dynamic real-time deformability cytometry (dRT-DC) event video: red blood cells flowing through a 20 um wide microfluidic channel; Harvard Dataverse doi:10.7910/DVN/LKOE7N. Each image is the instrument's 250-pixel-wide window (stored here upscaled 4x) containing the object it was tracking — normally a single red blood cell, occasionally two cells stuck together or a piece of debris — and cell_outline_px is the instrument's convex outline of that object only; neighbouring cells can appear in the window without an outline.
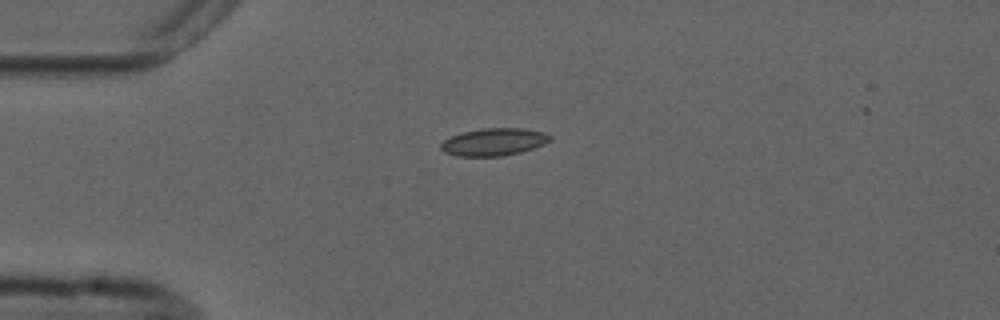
{"species": "common noctule bat (a hibernating species)", "species_latin": "Nyctalus noctula", "temperature_condition": "cold", "stored_images_in_passage": 2, "camera_frame_rate_fps": 3000, "um_per_image_px": 0.085, "animal": {"sex": "male", "forearm_length_mm": 52.5}, "frame": {"image": 1, "passage_image": 1, "time_ms": 0.0, "image_size_px": [1000, 320], "cell_outline_px": [[552, 140], [544, 144], [520, 152], [500, 156], [456, 156], [444, 152], [440, 148], [440, 144], [444, 140], [452, 136], [464, 132], [480, 128], [520, 128], [544, 132], [552, 136]], "centroid_in_image_um": [41.97, 12.06], "position_along_channel_um": 43.0, "area_um2": 17.4}}